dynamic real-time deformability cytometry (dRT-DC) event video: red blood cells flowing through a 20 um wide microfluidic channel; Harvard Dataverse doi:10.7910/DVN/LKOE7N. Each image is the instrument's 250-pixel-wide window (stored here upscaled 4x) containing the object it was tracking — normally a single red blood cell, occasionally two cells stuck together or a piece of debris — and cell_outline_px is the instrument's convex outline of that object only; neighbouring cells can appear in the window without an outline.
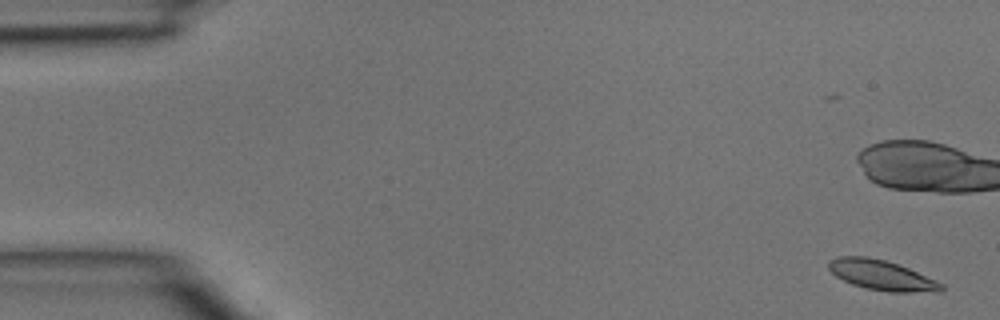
{"species": "common noctule bat (a hibernating species)", "species_latin": "Nyctalus noctula", "temperature_condition": "room temperature", "stored_images_in_passage": 6, "camera_frame_rate_fps": 3000, "um_per_image_px": 0.085, "animal": {"sex": "male", "body_mass_g": 15.6}, "frame": {"image": 1, "passage_image": 1, "time_ms": 0.0, "image_size_px": [1000, 320], "cell_outline_px": [[944, 288], [940, 292], [888, 292], [864, 288], [852, 284], [836, 276], [828, 268], [828, 260], [840, 256], [868, 256], [884, 260], [908, 268], [936, 280], [944, 284]], "centroid_in_image_um": [74.94, 23.4], "position_along_channel_um": 10.1, "area_um2": 19.77}}
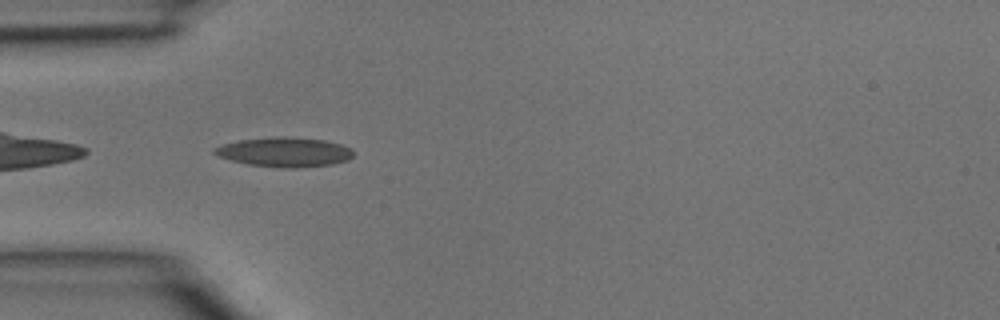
{"frame": {"image": 2, "passage_image": 5, "time_ms": 1.333, "image_size_px": [1000, 320], "cell_outline_px": [[352, 156], [348, 160], [332, 164], [296, 168], [284, 168], [248, 164], [232, 160], [220, 156], [212, 152], [212, 148], [224, 144], [240, 140], [276, 136], [280, 136], [324, 140], [340, 144], [352, 148]], "centroid_in_image_um": [24.19, 12.92], "position_along_channel_um": 60.8, "area_um2": 23.7}}